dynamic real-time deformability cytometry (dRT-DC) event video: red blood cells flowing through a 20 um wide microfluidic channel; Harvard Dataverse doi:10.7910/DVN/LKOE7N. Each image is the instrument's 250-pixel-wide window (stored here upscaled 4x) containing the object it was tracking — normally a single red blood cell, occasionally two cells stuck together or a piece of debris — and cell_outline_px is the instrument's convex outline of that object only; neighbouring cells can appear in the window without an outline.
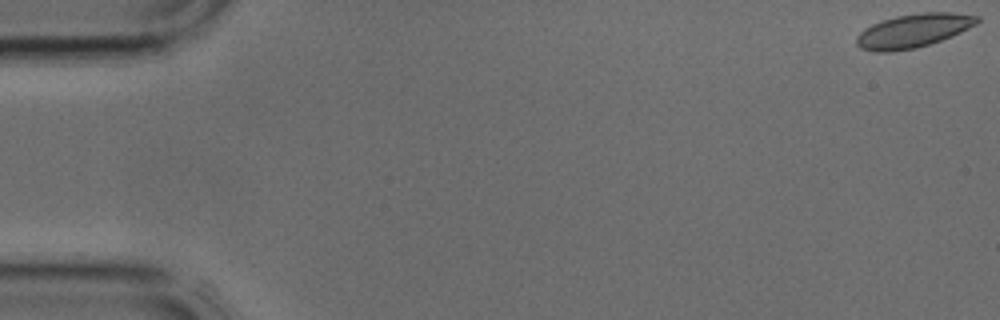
{"species": "common noctule bat (a hibernating species)", "species_latin": "Nyctalus noctula", "temperature_condition": "cold", "stored_images_in_passage": 3, "camera_frame_rate_fps": 3000, "um_per_image_px": 0.085, "animal": {"sex": "male", "body_mass_g": 17.9, "forearm_length_mm": 54.2}, "frame": {"image": 1, "passage_image": 1, "time_ms": 0.0, "image_size_px": [1000, 320], "cell_outline_px": [[980, 20], [976, 24], [952, 36], [916, 48], [892, 52], [876, 52], [860, 48], [856, 44], [856, 36], [864, 28], [872, 24], [896, 16], [920, 12], [952, 12], [980, 16]], "centroid_in_image_um": [77.62, 2.61], "position_along_channel_um": 7.4, "area_um2": 23.7}}
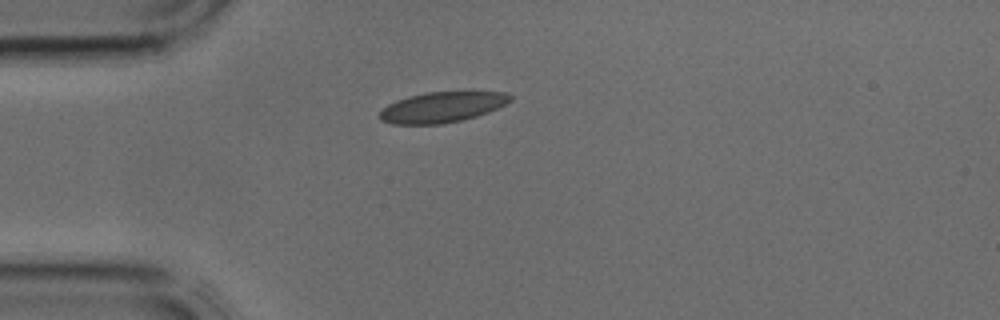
{"frame": {"image": 2, "passage_image": 3, "time_ms": 0.667, "image_size_px": [1000, 320], "cell_outline_px": [[512, 100], [488, 112], [476, 116], [460, 120], [440, 124], [392, 124], [380, 120], [376, 116], [388, 104], [396, 100], [408, 96], [428, 92], [504, 92], [512, 96]], "centroid_in_image_um": [37.52, 9.11], "position_along_channel_um": 47.5, "area_um2": 23.06}}